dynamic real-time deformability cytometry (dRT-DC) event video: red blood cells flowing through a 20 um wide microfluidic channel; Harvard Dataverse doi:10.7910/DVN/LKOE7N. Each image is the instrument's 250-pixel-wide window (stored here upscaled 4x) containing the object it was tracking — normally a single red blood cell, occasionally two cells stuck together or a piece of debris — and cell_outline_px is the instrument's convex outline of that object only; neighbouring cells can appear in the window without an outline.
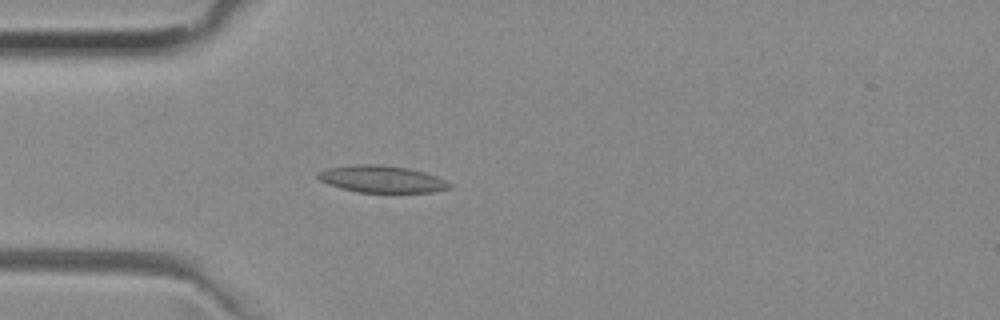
{"species": "common noctule bat (a hibernating species)", "species_latin": "Nyctalus noctula", "temperature_condition": "room temperature", "stored_images_in_passage": 43, "camera_frame_rate_fps": 3000, "um_per_image_px": 0.085, "animal": {"sex": "female", "body_mass_g": 29.2, "forearm_length_mm": 56.3}, "frame": {"image": 1, "passage_image": 6, "time_ms": 1.667, "image_size_px": [1000, 320], "cell_outline_px": [[452, 188], [432, 192], [356, 192], [340, 188], [328, 184], [320, 180], [316, 176], [316, 172], [328, 168], [356, 164], [376, 164], [408, 168], [424, 172], [436, 176], [452, 184]], "centroid_in_image_um": [32.43, 15.22], "position_along_channel_um": 52.6, "area_um2": 20.69}}
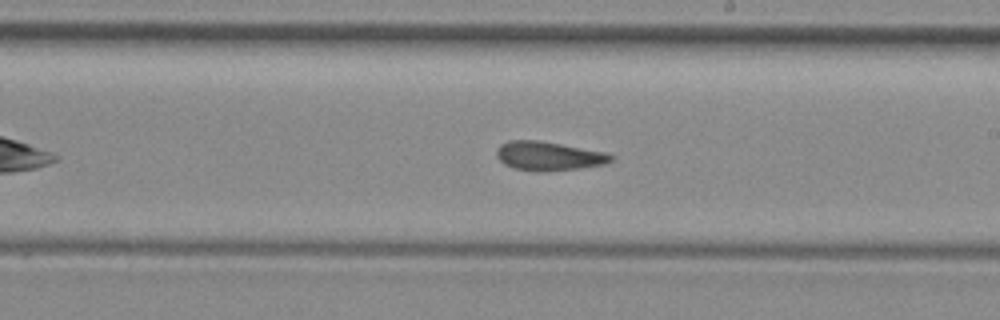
{"frame": {"image": 2, "passage_image": 21, "time_ms": 6.667, "image_size_px": [1000, 320], "cell_outline_px": [[616, 156], [612, 160], [604, 164], [580, 168], [544, 172], [536, 172], [512, 168], [504, 164], [496, 156], [496, 148], [500, 144], [508, 140], [536, 140], [608, 152]], "centroid_in_image_um": [46.62, 13.27], "position_along_channel_um": 242.4, "area_um2": 19.59}}
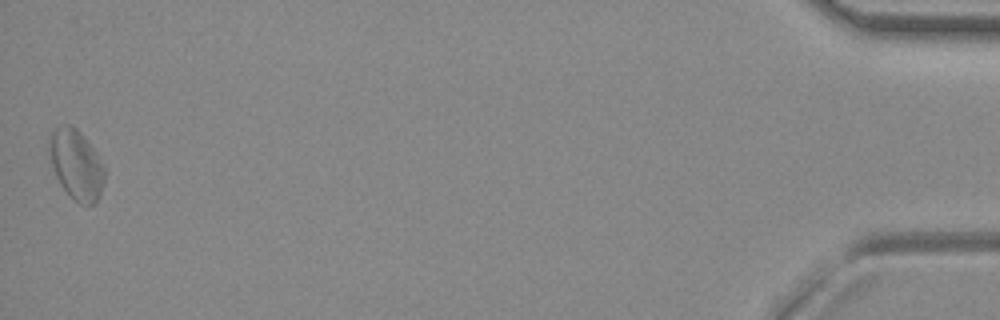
{"frame": {"image": 3, "passage_image": 43, "time_ms": 14.0, "image_size_px": [1000, 320], "cell_outline_px": [[104, 180], [100, 196], [96, 204], [80, 204], [60, 184], [56, 176], [52, 164], [48, 144], [52, 132], [56, 128], [64, 124], [68, 124], [76, 128], [84, 136], [92, 148], [104, 168]], "centroid_in_image_um": [6.48, 13.99], "position_along_channel_um": 428.7, "area_um2": 21.96}, "authors_computed_cell_mechanics": {"area_um2": 19.8254, "velocity_mm_per_s": 3.9495, "shape_relaxation_time_tau1_ms": null, "shape_relaxation_time_tau2_ms": 2.9433, "deformation_change_tau1": null, "deformation_change_tau2": 0.1076}}